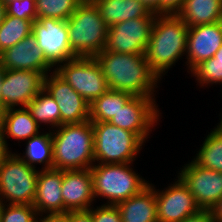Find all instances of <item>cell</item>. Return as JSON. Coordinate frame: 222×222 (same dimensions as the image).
<instances>
[{
    "label": "cell",
    "mask_w": 222,
    "mask_h": 222,
    "mask_svg": "<svg viewBox=\"0 0 222 222\" xmlns=\"http://www.w3.org/2000/svg\"><path fill=\"white\" fill-rule=\"evenodd\" d=\"M32 34L44 57L54 68L77 57L69 44L66 20L37 18L32 23Z\"/></svg>",
    "instance_id": "9"
},
{
    "label": "cell",
    "mask_w": 222,
    "mask_h": 222,
    "mask_svg": "<svg viewBox=\"0 0 222 222\" xmlns=\"http://www.w3.org/2000/svg\"><path fill=\"white\" fill-rule=\"evenodd\" d=\"M69 44L79 57H94L105 49L108 26L92 0H83L66 20Z\"/></svg>",
    "instance_id": "4"
},
{
    "label": "cell",
    "mask_w": 222,
    "mask_h": 222,
    "mask_svg": "<svg viewBox=\"0 0 222 222\" xmlns=\"http://www.w3.org/2000/svg\"><path fill=\"white\" fill-rule=\"evenodd\" d=\"M91 210V216L93 222H122L121 214L116 205L94 206L89 208Z\"/></svg>",
    "instance_id": "33"
},
{
    "label": "cell",
    "mask_w": 222,
    "mask_h": 222,
    "mask_svg": "<svg viewBox=\"0 0 222 222\" xmlns=\"http://www.w3.org/2000/svg\"><path fill=\"white\" fill-rule=\"evenodd\" d=\"M214 222H222V198L210 209Z\"/></svg>",
    "instance_id": "39"
},
{
    "label": "cell",
    "mask_w": 222,
    "mask_h": 222,
    "mask_svg": "<svg viewBox=\"0 0 222 222\" xmlns=\"http://www.w3.org/2000/svg\"><path fill=\"white\" fill-rule=\"evenodd\" d=\"M200 64H222V47L215 53L214 57L205 60Z\"/></svg>",
    "instance_id": "40"
},
{
    "label": "cell",
    "mask_w": 222,
    "mask_h": 222,
    "mask_svg": "<svg viewBox=\"0 0 222 222\" xmlns=\"http://www.w3.org/2000/svg\"><path fill=\"white\" fill-rule=\"evenodd\" d=\"M8 152L3 142L2 119L0 116V159Z\"/></svg>",
    "instance_id": "41"
},
{
    "label": "cell",
    "mask_w": 222,
    "mask_h": 222,
    "mask_svg": "<svg viewBox=\"0 0 222 222\" xmlns=\"http://www.w3.org/2000/svg\"><path fill=\"white\" fill-rule=\"evenodd\" d=\"M44 77L38 71L5 70L1 87V111L27 107L44 88Z\"/></svg>",
    "instance_id": "13"
},
{
    "label": "cell",
    "mask_w": 222,
    "mask_h": 222,
    "mask_svg": "<svg viewBox=\"0 0 222 222\" xmlns=\"http://www.w3.org/2000/svg\"><path fill=\"white\" fill-rule=\"evenodd\" d=\"M152 97L133 96L110 121L111 124L135 133L144 143L152 128L160 121L159 105ZM159 109V110H158Z\"/></svg>",
    "instance_id": "11"
},
{
    "label": "cell",
    "mask_w": 222,
    "mask_h": 222,
    "mask_svg": "<svg viewBox=\"0 0 222 222\" xmlns=\"http://www.w3.org/2000/svg\"><path fill=\"white\" fill-rule=\"evenodd\" d=\"M92 127L95 163H133L144 146V142L135 133L110 122L92 123Z\"/></svg>",
    "instance_id": "6"
},
{
    "label": "cell",
    "mask_w": 222,
    "mask_h": 222,
    "mask_svg": "<svg viewBox=\"0 0 222 222\" xmlns=\"http://www.w3.org/2000/svg\"><path fill=\"white\" fill-rule=\"evenodd\" d=\"M156 17H138L108 28L106 51L145 54Z\"/></svg>",
    "instance_id": "10"
},
{
    "label": "cell",
    "mask_w": 222,
    "mask_h": 222,
    "mask_svg": "<svg viewBox=\"0 0 222 222\" xmlns=\"http://www.w3.org/2000/svg\"><path fill=\"white\" fill-rule=\"evenodd\" d=\"M61 194L63 213L72 210H87L93 206V201L96 199L93 194L90 168L62 171Z\"/></svg>",
    "instance_id": "18"
},
{
    "label": "cell",
    "mask_w": 222,
    "mask_h": 222,
    "mask_svg": "<svg viewBox=\"0 0 222 222\" xmlns=\"http://www.w3.org/2000/svg\"><path fill=\"white\" fill-rule=\"evenodd\" d=\"M177 178L164 190L155 189L158 222H181L201 210L187 185Z\"/></svg>",
    "instance_id": "14"
},
{
    "label": "cell",
    "mask_w": 222,
    "mask_h": 222,
    "mask_svg": "<svg viewBox=\"0 0 222 222\" xmlns=\"http://www.w3.org/2000/svg\"><path fill=\"white\" fill-rule=\"evenodd\" d=\"M38 222H72L71 211L67 213L43 214L39 215Z\"/></svg>",
    "instance_id": "35"
},
{
    "label": "cell",
    "mask_w": 222,
    "mask_h": 222,
    "mask_svg": "<svg viewBox=\"0 0 222 222\" xmlns=\"http://www.w3.org/2000/svg\"><path fill=\"white\" fill-rule=\"evenodd\" d=\"M55 72L90 105L108 91L107 79L94 57H79L59 64Z\"/></svg>",
    "instance_id": "8"
},
{
    "label": "cell",
    "mask_w": 222,
    "mask_h": 222,
    "mask_svg": "<svg viewBox=\"0 0 222 222\" xmlns=\"http://www.w3.org/2000/svg\"><path fill=\"white\" fill-rule=\"evenodd\" d=\"M53 168L61 171L91 168L94 162V130L90 120L64 124L51 130Z\"/></svg>",
    "instance_id": "3"
},
{
    "label": "cell",
    "mask_w": 222,
    "mask_h": 222,
    "mask_svg": "<svg viewBox=\"0 0 222 222\" xmlns=\"http://www.w3.org/2000/svg\"><path fill=\"white\" fill-rule=\"evenodd\" d=\"M0 64L5 70L38 71L44 76L55 70L44 57L32 33L0 53Z\"/></svg>",
    "instance_id": "17"
},
{
    "label": "cell",
    "mask_w": 222,
    "mask_h": 222,
    "mask_svg": "<svg viewBox=\"0 0 222 222\" xmlns=\"http://www.w3.org/2000/svg\"><path fill=\"white\" fill-rule=\"evenodd\" d=\"M190 74L195 76L201 88L213 84L222 86V64H199Z\"/></svg>",
    "instance_id": "31"
},
{
    "label": "cell",
    "mask_w": 222,
    "mask_h": 222,
    "mask_svg": "<svg viewBox=\"0 0 222 222\" xmlns=\"http://www.w3.org/2000/svg\"><path fill=\"white\" fill-rule=\"evenodd\" d=\"M193 161L203 168L222 172V132L218 128L210 131Z\"/></svg>",
    "instance_id": "27"
},
{
    "label": "cell",
    "mask_w": 222,
    "mask_h": 222,
    "mask_svg": "<svg viewBox=\"0 0 222 222\" xmlns=\"http://www.w3.org/2000/svg\"><path fill=\"white\" fill-rule=\"evenodd\" d=\"M188 27L222 21V0H185L177 14Z\"/></svg>",
    "instance_id": "23"
},
{
    "label": "cell",
    "mask_w": 222,
    "mask_h": 222,
    "mask_svg": "<svg viewBox=\"0 0 222 222\" xmlns=\"http://www.w3.org/2000/svg\"><path fill=\"white\" fill-rule=\"evenodd\" d=\"M4 3H5V5L8 3V2H11V1H14V0H2ZM18 1H20V0H18Z\"/></svg>",
    "instance_id": "46"
},
{
    "label": "cell",
    "mask_w": 222,
    "mask_h": 222,
    "mask_svg": "<svg viewBox=\"0 0 222 222\" xmlns=\"http://www.w3.org/2000/svg\"><path fill=\"white\" fill-rule=\"evenodd\" d=\"M32 33V22L15 16L5 15L0 25V53L14 46Z\"/></svg>",
    "instance_id": "28"
},
{
    "label": "cell",
    "mask_w": 222,
    "mask_h": 222,
    "mask_svg": "<svg viewBox=\"0 0 222 222\" xmlns=\"http://www.w3.org/2000/svg\"><path fill=\"white\" fill-rule=\"evenodd\" d=\"M61 186V170L52 168L38 171L36 195L33 201L38 215L63 213Z\"/></svg>",
    "instance_id": "19"
},
{
    "label": "cell",
    "mask_w": 222,
    "mask_h": 222,
    "mask_svg": "<svg viewBox=\"0 0 222 222\" xmlns=\"http://www.w3.org/2000/svg\"><path fill=\"white\" fill-rule=\"evenodd\" d=\"M5 15H6V5L2 0H0V25L4 21Z\"/></svg>",
    "instance_id": "42"
},
{
    "label": "cell",
    "mask_w": 222,
    "mask_h": 222,
    "mask_svg": "<svg viewBox=\"0 0 222 222\" xmlns=\"http://www.w3.org/2000/svg\"><path fill=\"white\" fill-rule=\"evenodd\" d=\"M6 14L32 23L37 19L35 0H14L6 4Z\"/></svg>",
    "instance_id": "32"
},
{
    "label": "cell",
    "mask_w": 222,
    "mask_h": 222,
    "mask_svg": "<svg viewBox=\"0 0 222 222\" xmlns=\"http://www.w3.org/2000/svg\"><path fill=\"white\" fill-rule=\"evenodd\" d=\"M38 169L30 167L17 153L8 151L0 159V199L4 204L33 205Z\"/></svg>",
    "instance_id": "7"
},
{
    "label": "cell",
    "mask_w": 222,
    "mask_h": 222,
    "mask_svg": "<svg viewBox=\"0 0 222 222\" xmlns=\"http://www.w3.org/2000/svg\"><path fill=\"white\" fill-rule=\"evenodd\" d=\"M108 27L138 17H156L139 0H92Z\"/></svg>",
    "instance_id": "22"
},
{
    "label": "cell",
    "mask_w": 222,
    "mask_h": 222,
    "mask_svg": "<svg viewBox=\"0 0 222 222\" xmlns=\"http://www.w3.org/2000/svg\"><path fill=\"white\" fill-rule=\"evenodd\" d=\"M39 215L33 205L4 204L1 222H38Z\"/></svg>",
    "instance_id": "30"
},
{
    "label": "cell",
    "mask_w": 222,
    "mask_h": 222,
    "mask_svg": "<svg viewBox=\"0 0 222 222\" xmlns=\"http://www.w3.org/2000/svg\"><path fill=\"white\" fill-rule=\"evenodd\" d=\"M3 206H4V202L0 199V222H1V214H2Z\"/></svg>",
    "instance_id": "45"
},
{
    "label": "cell",
    "mask_w": 222,
    "mask_h": 222,
    "mask_svg": "<svg viewBox=\"0 0 222 222\" xmlns=\"http://www.w3.org/2000/svg\"><path fill=\"white\" fill-rule=\"evenodd\" d=\"M33 119L41 126H49L53 130L61 126V113L58 104L49 92L43 88L38 95L27 105ZM49 124V125H48Z\"/></svg>",
    "instance_id": "26"
},
{
    "label": "cell",
    "mask_w": 222,
    "mask_h": 222,
    "mask_svg": "<svg viewBox=\"0 0 222 222\" xmlns=\"http://www.w3.org/2000/svg\"><path fill=\"white\" fill-rule=\"evenodd\" d=\"M181 222H214L210 210H200L198 213L186 217Z\"/></svg>",
    "instance_id": "36"
},
{
    "label": "cell",
    "mask_w": 222,
    "mask_h": 222,
    "mask_svg": "<svg viewBox=\"0 0 222 222\" xmlns=\"http://www.w3.org/2000/svg\"><path fill=\"white\" fill-rule=\"evenodd\" d=\"M150 12L160 15V0H139Z\"/></svg>",
    "instance_id": "38"
},
{
    "label": "cell",
    "mask_w": 222,
    "mask_h": 222,
    "mask_svg": "<svg viewBox=\"0 0 222 222\" xmlns=\"http://www.w3.org/2000/svg\"><path fill=\"white\" fill-rule=\"evenodd\" d=\"M94 58L110 89L156 98L155 89L161 80L151 70L145 54L116 53L104 49Z\"/></svg>",
    "instance_id": "1"
},
{
    "label": "cell",
    "mask_w": 222,
    "mask_h": 222,
    "mask_svg": "<svg viewBox=\"0 0 222 222\" xmlns=\"http://www.w3.org/2000/svg\"><path fill=\"white\" fill-rule=\"evenodd\" d=\"M178 175L202 210H210L222 198V172L203 168L193 160Z\"/></svg>",
    "instance_id": "12"
},
{
    "label": "cell",
    "mask_w": 222,
    "mask_h": 222,
    "mask_svg": "<svg viewBox=\"0 0 222 222\" xmlns=\"http://www.w3.org/2000/svg\"><path fill=\"white\" fill-rule=\"evenodd\" d=\"M49 74L44 77V88L58 104L61 113V125L88 121L90 105L87 101L55 70Z\"/></svg>",
    "instance_id": "15"
},
{
    "label": "cell",
    "mask_w": 222,
    "mask_h": 222,
    "mask_svg": "<svg viewBox=\"0 0 222 222\" xmlns=\"http://www.w3.org/2000/svg\"><path fill=\"white\" fill-rule=\"evenodd\" d=\"M131 165L94 163L90 168L94 198L102 197L107 199L105 205H116L146 188L150 181L136 173Z\"/></svg>",
    "instance_id": "5"
},
{
    "label": "cell",
    "mask_w": 222,
    "mask_h": 222,
    "mask_svg": "<svg viewBox=\"0 0 222 222\" xmlns=\"http://www.w3.org/2000/svg\"><path fill=\"white\" fill-rule=\"evenodd\" d=\"M5 69L3 66L0 64V111H1V90H2V82H3V77H4Z\"/></svg>",
    "instance_id": "43"
},
{
    "label": "cell",
    "mask_w": 222,
    "mask_h": 222,
    "mask_svg": "<svg viewBox=\"0 0 222 222\" xmlns=\"http://www.w3.org/2000/svg\"><path fill=\"white\" fill-rule=\"evenodd\" d=\"M83 0H35L37 18L67 20Z\"/></svg>",
    "instance_id": "29"
},
{
    "label": "cell",
    "mask_w": 222,
    "mask_h": 222,
    "mask_svg": "<svg viewBox=\"0 0 222 222\" xmlns=\"http://www.w3.org/2000/svg\"><path fill=\"white\" fill-rule=\"evenodd\" d=\"M0 116L2 119L3 142L8 151L12 150L8 147L7 138H13L18 142L26 141L41 132L40 126L33 119L27 107L7 108L0 111Z\"/></svg>",
    "instance_id": "21"
},
{
    "label": "cell",
    "mask_w": 222,
    "mask_h": 222,
    "mask_svg": "<svg viewBox=\"0 0 222 222\" xmlns=\"http://www.w3.org/2000/svg\"><path fill=\"white\" fill-rule=\"evenodd\" d=\"M222 47V21L189 27L185 62L190 73Z\"/></svg>",
    "instance_id": "16"
},
{
    "label": "cell",
    "mask_w": 222,
    "mask_h": 222,
    "mask_svg": "<svg viewBox=\"0 0 222 222\" xmlns=\"http://www.w3.org/2000/svg\"><path fill=\"white\" fill-rule=\"evenodd\" d=\"M122 222H158L155 186L152 183L139 194L116 204Z\"/></svg>",
    "instance_id": "20"
},
{
    "label": "cell",
    "mask_w": 222,
    "mask_h": 222,
    "mask_svg": "<svg viewBox=\"0 0 222 222\" xmlns=\"http://www.w3.org/2000/svg\"><path fill=\"white\" fill-rule=\"evenodd\" d=\"M72 222H93L91 216V210H72L71 211Z\"/></svg>",
    "instance_id": "37"
},
{
    "label": "cell",
    "mask_w": 222,
    "mask_h": 222,
    "mask_svg": "<svg viewBox=\"0 0 222 222\" xmlns=\"http://www.w3.org/2000/svg\"><path fill=\"white\" fill-rule=\"evenodd\" d=\"M185 0H160V15H177Z\"/></svg>",
    "instance_id": "34"
},
{
    "label": "cell",
    "mask_w": 222,
    "mask_h": 222,
    "mask_svg": "<svg viewBox=\"0 0 222 222\" xmlns=\"http://www.w3.org/2000/svg\"><path fill=\"white\" fill-rule=\"evenodd\" d=\"M25 144L23 156L20 155L21 153L17 155L30 167L36 169V165L42 164L41 169L43 170L53 168V143L50 129L49 132H39L37 135L30 137Z\"/></svg>",
    "instance_id": "24"
},
{
    "label": "cell",
    "mask_w": 222,
    "mask_h": 222,
    "mask_svg": "<svg viewBox=\"0 0 222 222\" xmlns=\"http://www.w3.org/2000/svg\"><path fill=\"white\" fill-rule=\"evenodd\" d=\"M188 30L178 15H156L145 58L160 80L186 55Z\"/></svg>",
    "instance_id": "2"
},
{
    "label": "cell",
    "mask_w": 222,
    "mask_h": 222,
    "mask_svg": "<svg viewBox=\"0 0 222 222\" xmlns=\"http://www.w3.org/2000/svg\"><path fill=\"white\" fill-rule=\"evenodd\" d=\"M222 113V112H221ZM220 113L219 116H221L220 122L218 123V125L216 126V128H218L221 132H222V114Z\"/></svg>",
    "instance_id": "44"
},
{
    "label": "cell",
    "mask_w": 222,
    "mask_h": 222,
    "mask_svg": "<svg viewBox=\"0 0 222 222\" xmlns=\"http://www.w3.org/2000/svg\"><path fill=\"white\" fill-rule=\"evenodd\" d=\"M132 97L128 92L109 89L90 104L89 120L92 123L110 122Z\"/></svg>",
    "instance_id": "25"
}]
</instances>
